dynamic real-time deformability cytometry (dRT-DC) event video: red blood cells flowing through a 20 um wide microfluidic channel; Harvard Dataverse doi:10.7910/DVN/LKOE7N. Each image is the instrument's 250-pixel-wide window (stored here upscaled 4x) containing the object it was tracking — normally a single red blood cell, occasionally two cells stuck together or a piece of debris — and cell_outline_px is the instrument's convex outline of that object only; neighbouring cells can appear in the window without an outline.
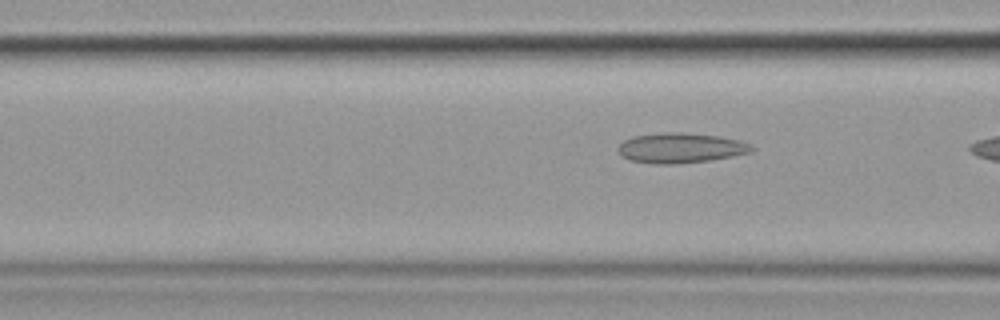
{"species": "common noctule bat (a hibernating species)", "species_latin": "Nyctalus noctula", "temperature_condition": "cold", "stored_images_in_passage": 6, "segment_of_instrument_passage": [2, 2], "camera_frame_rate_fps": 3000, "um_per_image_px": 0.085, "animal": {"sex": "female", "body_mass_g": 19.9}, "frame": {"image": 1, "passage_image": 6, "time_ms": 6.667, "image_size_px": [1000, 320], "cell_outline_px": [[756, 148], [752, 152], [732, 156], [708, 160], [676, 164], [656, 164], [628, 160], [620, 156], [616, 148], [624, 140], [632, 136], [664, 132], [680, 132], [720, 136], [740, 140], [752, 144]], "centroid_in_image_um": [57.84, 12.57], "position_along_channel_um": 108.8, "area_um2": 23.7}}